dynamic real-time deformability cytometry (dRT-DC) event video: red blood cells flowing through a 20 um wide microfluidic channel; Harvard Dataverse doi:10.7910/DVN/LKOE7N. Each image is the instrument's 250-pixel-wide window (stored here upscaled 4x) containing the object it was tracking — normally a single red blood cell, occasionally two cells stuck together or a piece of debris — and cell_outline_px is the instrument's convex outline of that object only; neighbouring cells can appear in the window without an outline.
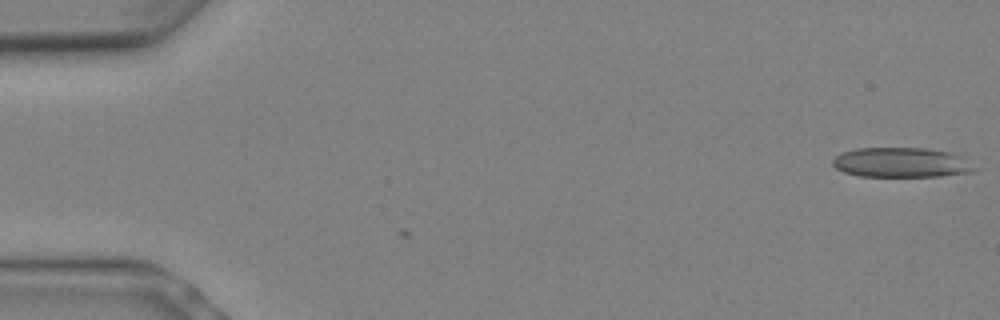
{"species": "Egyptian fruit bat (a non-hibernating species)", "species_latin": "Rousettus aegyptiacus", "temperature_condition": "warm", "stored_images_in_passage": 8, "camera_frame_rate_fps": 3000, "um_per_image_px": 0.085, "animal": {"sex": "female"}, "frame": {"image": 1, "passage_image": 1, "time_ms": 0.0, "image_size_px": [1000, 320], "cell_outline_px": [[968, 172], [940, 176], [860, 176], [844, 172], [836, 168], [832, 164], [832, 160], [836, 156], [844, 152], [856, 148], [920, 148], [944, 152], [956, 156], [968, 168]], "centroid_in_image_um": [76.36, 13.81], "position_along_channel_um": 8.6, "area_um2": 23.35}}
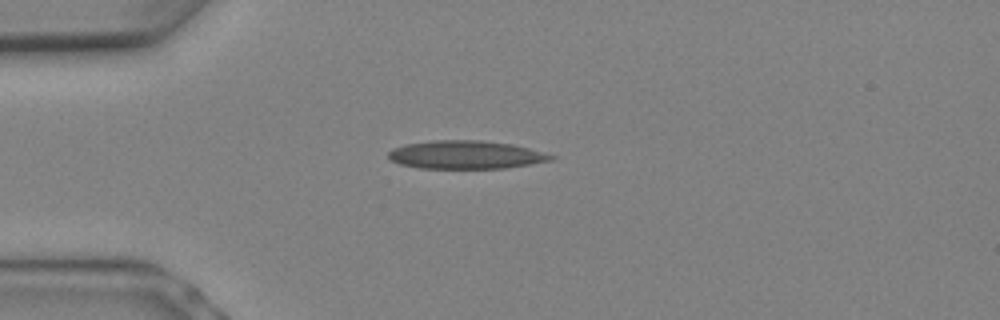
{"frame": {"image": 2, "passage_image": 6, "time_ms": 1.667, "image_size_px": [1000, 320], "cell_outline_px": [[556, 156], [552, 160], [504, 168], [420, 168], [400, 164], [392, 160], [388, 156], [388, 152], [396, 148], [408, 144], [436, 140], [476, 140], [508, 144], [528, 148]], "centroid_in_image_um": [39.59, 13.16], "position_along_channel_um": 45.4, "area_um2": 26.13}}